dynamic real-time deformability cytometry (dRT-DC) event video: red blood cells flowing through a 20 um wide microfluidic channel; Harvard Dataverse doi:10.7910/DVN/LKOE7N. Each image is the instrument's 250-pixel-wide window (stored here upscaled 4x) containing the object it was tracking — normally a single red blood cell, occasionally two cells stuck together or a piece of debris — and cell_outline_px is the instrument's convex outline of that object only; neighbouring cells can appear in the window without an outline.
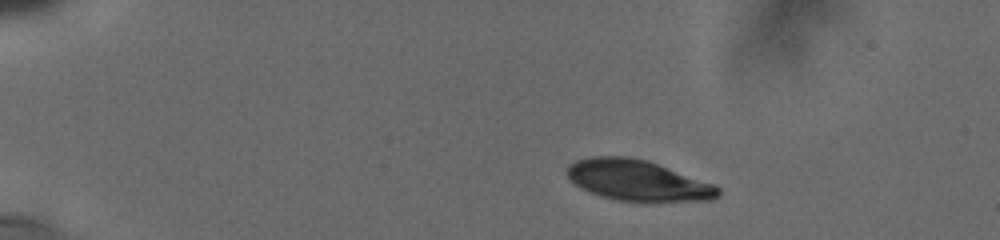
{"species": "human", "species_latin": "Homo sapiens", "temperature_condition": "cold", "stored_images_in_passage": 4, "camera_frame_rate_fps": 3000, "um_per_image_px": 0.085, "donor": {"sex": "male"}, "frame": {"image": 1, "passage_image": 1, "time_ms": 0.0, "image_size_px": [1000, 240], "cell_outline_px": [[720, 192], [712, 200], [652, 204], [616, 200], [592, 192], [576, 184], [568, 176], [568, 164], [576, 160], [592, 156], [628, 156], [648, 160], [712, 184], [720, 188]], "centroid_in_image_um": [54.26, 15.37], "position_along_channel_um": 30.7, "area_um2": 36.24}}